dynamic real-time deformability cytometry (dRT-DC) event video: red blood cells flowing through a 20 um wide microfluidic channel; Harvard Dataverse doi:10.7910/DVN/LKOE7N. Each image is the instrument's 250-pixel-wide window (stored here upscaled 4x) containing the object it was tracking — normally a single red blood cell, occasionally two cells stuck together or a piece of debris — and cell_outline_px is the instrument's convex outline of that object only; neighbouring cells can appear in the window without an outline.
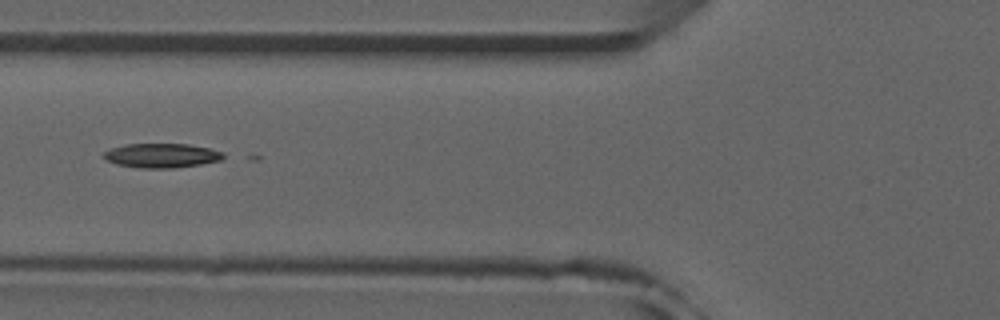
{"species": "common noctule bat (a hibernating species)", "species_latin": "Nyctalus noctula", "temperature_condition": "room temperature", "stored_images_in_passage": 42, "camera_frame_rate_fps": 3000, "um_per_image_px": 0.085, "animal": {"sex": "male", "forearm_length_mm": 52.5}, "frame": {"image": 1, "passage_image": 10, "time_ms": 3.0, "image_size_px": [1000, 320], "cell_outline_px": [[224, 156], [220, 160], [200, 164], [172, 168], [140, 168], [116, 164], [108, 160], [104, 156], [104, 152], [112, 148], [124, 144], [188, 144], [208, 148], [224, 152]], "centroid_in_image_um": [13.74, 13.22], "position_along_channel_um": 112.1, "area_um2": 16.76}}